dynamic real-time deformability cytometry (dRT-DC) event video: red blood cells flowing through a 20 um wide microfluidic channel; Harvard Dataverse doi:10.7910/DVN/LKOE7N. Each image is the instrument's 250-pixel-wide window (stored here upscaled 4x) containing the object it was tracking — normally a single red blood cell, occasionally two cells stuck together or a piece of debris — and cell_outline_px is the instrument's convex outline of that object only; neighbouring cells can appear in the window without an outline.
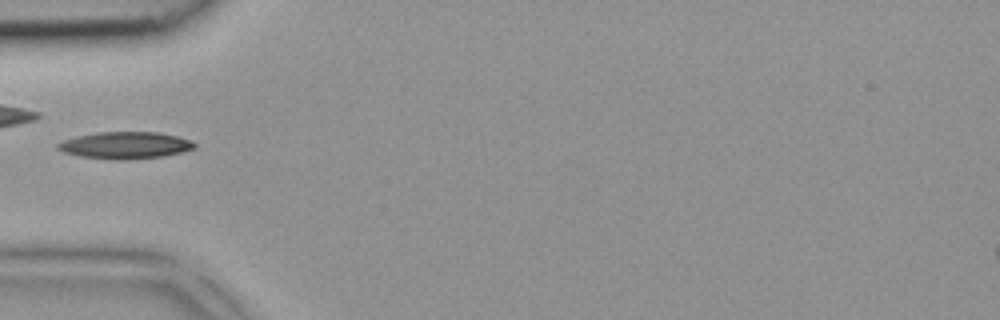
{"species": "common noctule bat (a hibernating species)", "species_latin": "Nyctalus noctula", "temperature_condition": "room temperature", "stored_images_in_passage": 1, "camera_frame_rate_fps": 3000, "um_per_image_px": 0.085, "animal": {"sex": "female", "body_mass_g": 18.4}, "frame": {"image": 1, "passage_image": 1, "time_ms": 0.0, "image_size_px": [1000, 320], "cell_outline_px": [[196, 148], [180, 152], [160, 156], [124, 160], [116, 160], [80, 156], [64, 152], [56, 148], [56, 144], [64, 140], [76, 136], [96, 132], [156, 132], [176, 136], [188, 140], [196, 144]], "centroid_in_image_um": [10.59, 12.34], "position_along_channel_um": 74.4, "area_um2": 21.21}}